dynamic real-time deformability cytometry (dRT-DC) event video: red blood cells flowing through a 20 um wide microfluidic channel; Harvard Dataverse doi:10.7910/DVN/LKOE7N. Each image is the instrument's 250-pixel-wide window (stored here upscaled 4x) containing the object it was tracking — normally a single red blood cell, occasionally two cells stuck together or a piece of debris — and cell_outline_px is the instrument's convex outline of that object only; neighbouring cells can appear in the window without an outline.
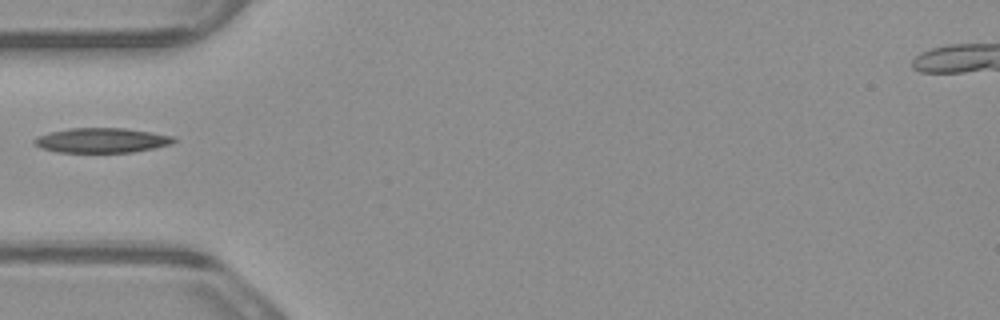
{"species": "common noctule bat (a hibernating species)", "species_latin": "Nyctalus noctula", "temperature_condition": "warm", "stored_images_in_passage": 1, "camera_frame_rate_fps": 3000, "um_per_image_px": 0.085, "animal": {"sex": "male", "body_mass_g": 23.1, "forearm_length_mm": 52.7}, "frame": {"image": 1, "passage_image": 1, "time_ms": 0.0, "image_size_px": [1000, 320], "cell_outline_px": [[176, 140], [172, 144], [132, 152], [56, 152], [40, 148], [32, 140], [36, 136], [68, 128], [124, 128], [152, 132], [176, 136]], "centroid_in_image_um": [8.65, 11.92], "position_along_channel_um": 76.3, "area_um2": 20.17}}